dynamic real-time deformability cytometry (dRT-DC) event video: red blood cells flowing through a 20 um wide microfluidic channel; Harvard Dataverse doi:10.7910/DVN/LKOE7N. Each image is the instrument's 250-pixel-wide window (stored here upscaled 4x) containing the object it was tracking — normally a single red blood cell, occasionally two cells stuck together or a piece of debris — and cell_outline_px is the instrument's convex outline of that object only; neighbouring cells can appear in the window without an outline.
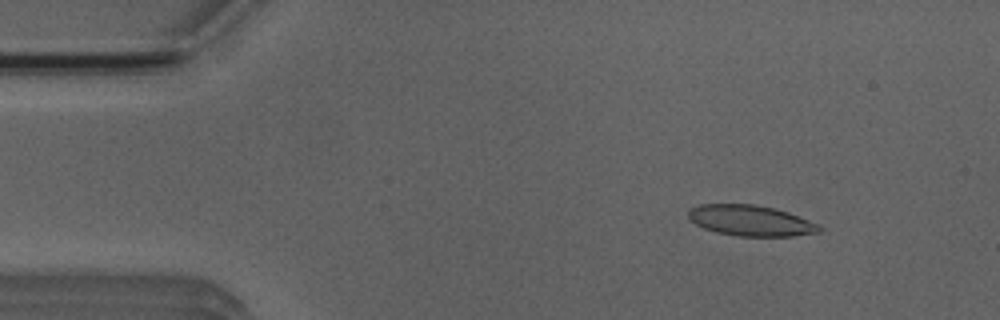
{"species": "Egyptian fruit bat (a non-hibernating species)", "species_latin": "Rousettus aegyptiacus", "temperature_condition": "room temperature", "stored_images_in_passage": 5, "camera_frame_rate_fps": 3000, "um_per_image_px": 0.085, "animal": {"sex": "male"}, "frame": {"image": 1, "passage_image": 2, "time_ms": 1.333, "image_size_px": [1000, 320], "cell_outline_px": [[824, 228], [820, 232], [796, 236], [736, 236], [716, 232], [704, 228], [696, 224], [688, 216], [688, 208], [700, 204], [756, 204], [788, 212], [820, 224]], "centroid_in_image_um": [63.83, 18.75], "position_along_channel_um": 21.2, "area_um2": 23.64}}
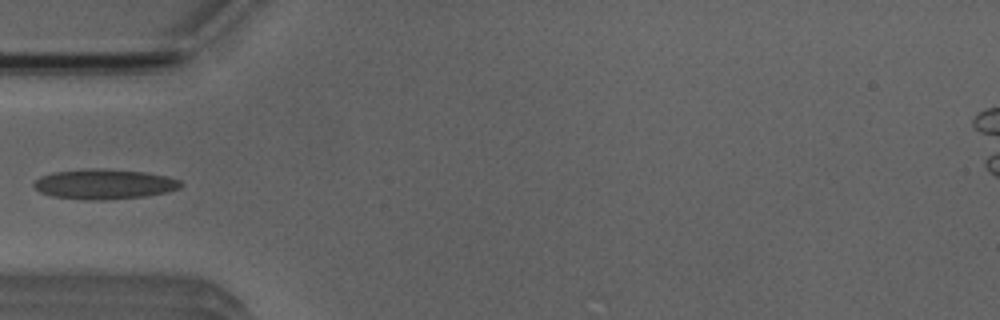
{"frame": {"image": 2, "passage_image": 5, "time_ms": 4.667, "image_size_px": [1000, 320], "cell_outline_px": [[184, 184], [180, 188], [168, 192], [148, 196], [108, 200], [84, 200], [52, 196], [40, 192], [32, 184], [40, 176], [52, 172], [80, 168], [104, 168], [144, 172], [168, 176], [180, 180]], "centroid_in_image_um": [8.88, 15.64], "position_along_channel_um": 76.1, "area_um2": 26.24}}